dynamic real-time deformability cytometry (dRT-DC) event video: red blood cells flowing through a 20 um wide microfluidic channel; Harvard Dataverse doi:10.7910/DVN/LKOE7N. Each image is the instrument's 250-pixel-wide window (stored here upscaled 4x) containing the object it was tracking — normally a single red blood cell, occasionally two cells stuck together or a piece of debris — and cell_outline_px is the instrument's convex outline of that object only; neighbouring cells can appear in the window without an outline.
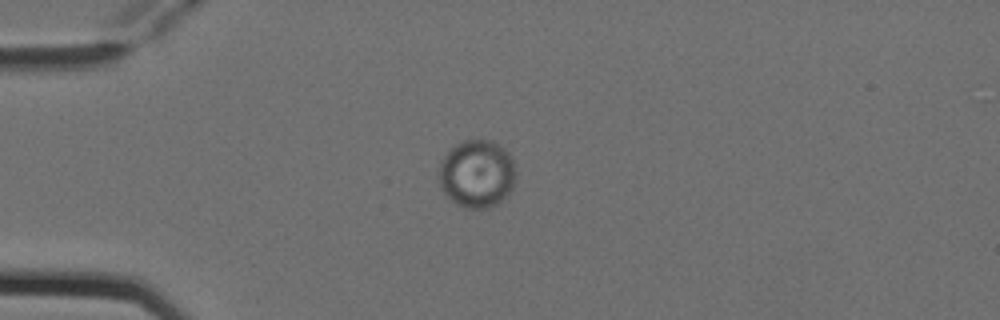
{"species": "Egyptian fruit bat (a non-hibernating species)", "species_latin": "Rousettus aegyptiacus", "temperature_condition": "cold", "stored_images_in_passage": 7, "camera_frame_rate_fps": 3000, "um_per_image_px": 0.085, "animal": {"sex": "female"}, "frame": {"image": 1, "passage_image": 1, "time_ms": 0.0, "image_size_px": [1000, 320], "cell_outline_px": [[516, 172], [512, 188], [500, 204], [488, 208], [464, 208], [456, 204], [440, 188], [436, 172], [440, 160], [456, 144], [464, 140], [492, 140], [500, 144], [512, 156]], "centroid_in_image_um": [40.52, 14.77], "position_along_channel_um": 44.5, "area_um2": 31.04}}
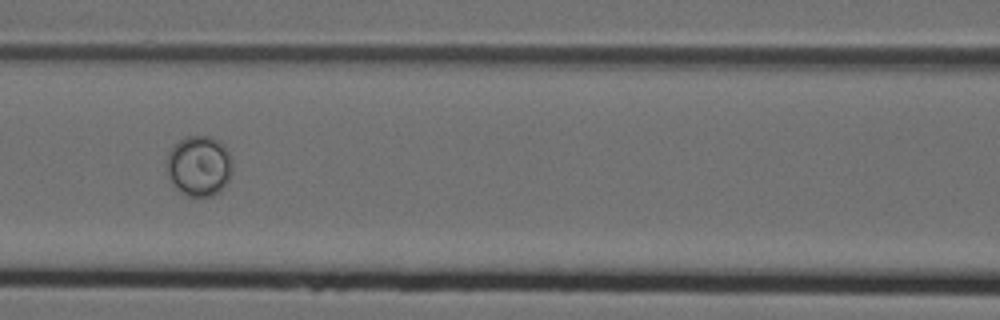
{"frame": {"image": 2, "passage_image": 4, "time_ms": 1.0, "image_size_px": [1000, 320], "cell_outline_px": [[232, 172], [228, 180], [220, 192], [212, 196], [188, 196], [180, 192], [172, 184], [168, 176], [168, 152], [172, 144], [184, 136], [208, 136], [224, 144], [232, 160]], "centroid_in_image_um": [16.92, 14.1], "position_along_channel_um": 149.7, "area_um2": 23.35}}
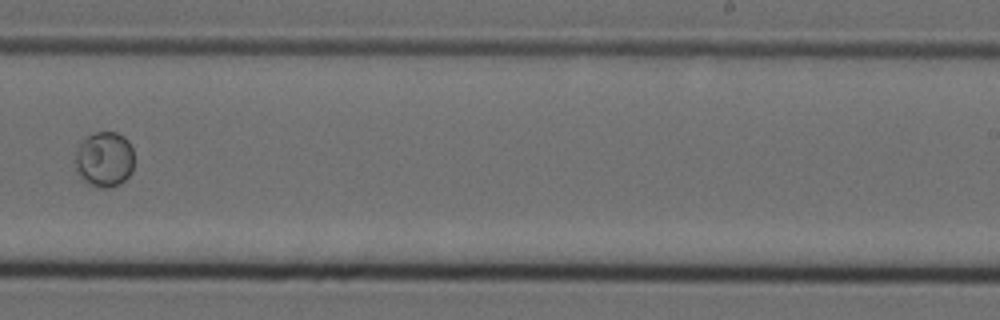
{"frame": {"image": 3, "passage_image": 7, "time_ms": 2.0, "image_size_px": [1000, 320], "cell_outline_px": [[132, 172], [120, 184], [108, 188], [100, 188], [84, 180], [80, 176], [76, 168], [72, 156], [76, 144], [88, 136], [96, 132], [116, 132], [124, 136], [128, 140], [132, 148]], "centroid_in_image_um": [8.82, 13.52], "position_along_channel_um": 280.2, "area_um2": 19.31}}